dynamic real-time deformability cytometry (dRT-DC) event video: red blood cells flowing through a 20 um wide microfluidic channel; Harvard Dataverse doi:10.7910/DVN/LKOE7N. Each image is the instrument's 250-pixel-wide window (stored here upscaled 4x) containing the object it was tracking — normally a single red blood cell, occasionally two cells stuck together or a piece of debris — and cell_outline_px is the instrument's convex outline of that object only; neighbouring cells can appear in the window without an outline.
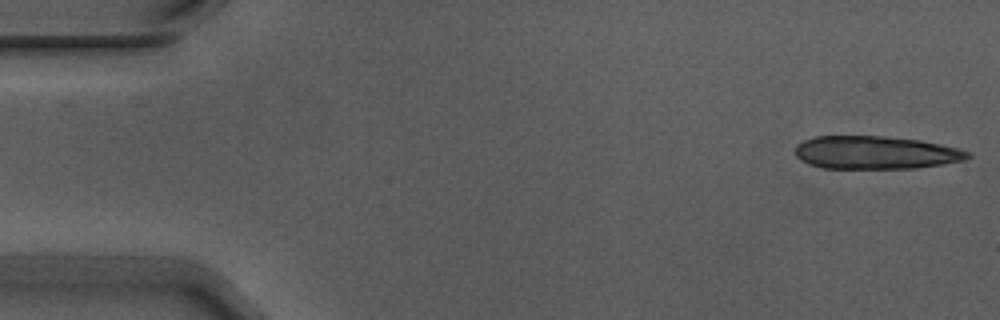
{"species": "Egyptian fruit bat (a non-hibernating species)", "species_latin": "Rousettus aegyptiacus", "temperature_condition": "warm", "stored_images_in_passage": 2, "camera_frame_rate_fps": 3000, "um_per_image_px": 0.085, "animal": {"sex": "male"}, "frame": {"image": 1, "passage_image": 2, "time_ms": 0.333, "image_size_px": [1000, 320], "cell_outline_px": [[972, 156], [964, 160], [916, 168], [824, 168], [808, 164], [800, 160], [796, 156], [796, 144], [804, 140], [816, 136], [880, 136], [920, 140], [960, 148], [972, 152]], "centroid_in_image_um": [74.43, 12.96], "position_along_channel_um": 10.6, "area_um2": 33.23}}